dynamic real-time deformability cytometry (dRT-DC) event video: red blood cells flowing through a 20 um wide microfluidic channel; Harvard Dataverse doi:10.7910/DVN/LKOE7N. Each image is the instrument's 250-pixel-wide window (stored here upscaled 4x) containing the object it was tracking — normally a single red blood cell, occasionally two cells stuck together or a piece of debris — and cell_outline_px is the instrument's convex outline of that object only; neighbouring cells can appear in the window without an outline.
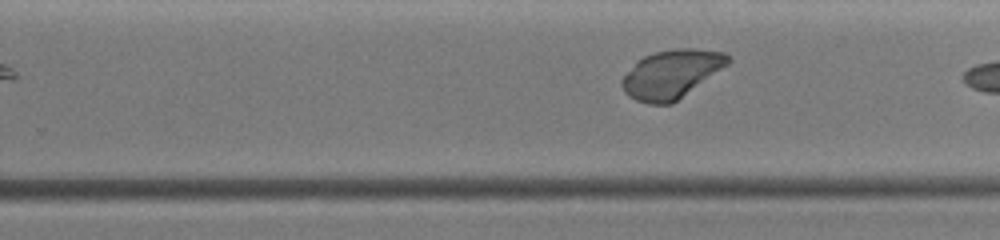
{"species": "common noctule bat (a hibernating species)", "species_latin": "Nyctalus noctula", "temperature_condition": "warm", "stored_images_in_passage": 18, "segment_of_instrument_passage": [2, 2], "camera_frame_rate_fps": 3000, "um_per_image_px": 0.085, "animal": {"sex": "female", "body_mass_g": 19.0, "forearm_length_mm": 51.5}, "frame": {"image": 1, "passage_image": 18, "time_ms": 5.333, "image_size_px": [1000, 240], "cell_outline_px": [[732, 60], [728, 64], [672, 104], [648, 104], [636, 100], [624, 92], [620, 84], [620, 80], [644, 56], [656, 52], [676, 48], [692, 48], [724, 52]], "centroid_in_image_um": [57.07, 6.3], "position_along_channel_um": 272.7, "area_um2": 29.48}}